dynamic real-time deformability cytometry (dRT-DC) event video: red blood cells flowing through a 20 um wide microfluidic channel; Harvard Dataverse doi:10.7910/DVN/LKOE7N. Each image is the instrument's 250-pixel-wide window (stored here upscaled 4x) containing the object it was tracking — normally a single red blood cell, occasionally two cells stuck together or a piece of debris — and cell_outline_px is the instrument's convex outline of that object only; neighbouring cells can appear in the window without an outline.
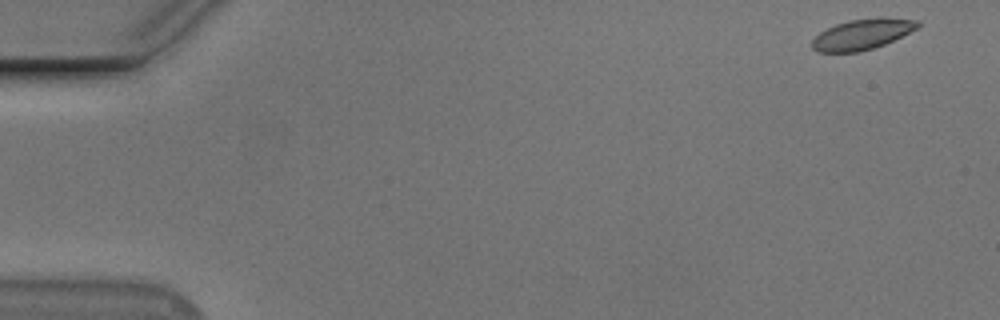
{"species": "Egyptian fruit bat (a non-hibernating species)", "species_latin": "Rousettus aegyptiacus", "temperature_condition": "cold", "stored_images_in_passage": 55, "segment_of_instrument_passage": [1, 2], "camera_frame_rate_fps": 3000, "um_per_image_px": 0.085, "animal": {"sex": "male"}, "frame": {"image": 1, "passage_image": 1, "time_ms": 0.0, "image_size_px": [1000, 320], "cell_outline_px": [[920, 24], [916, 28], [884, 44], [860, 52], [816, 52], [812, 48], [812, 40], [820, 32], [836, 24], [848, 20], [920, 20]], "centroid_in_image_um": [73.17, 2.97], "position_along_channel_um": 11.8, "area_um2": 17.74}}
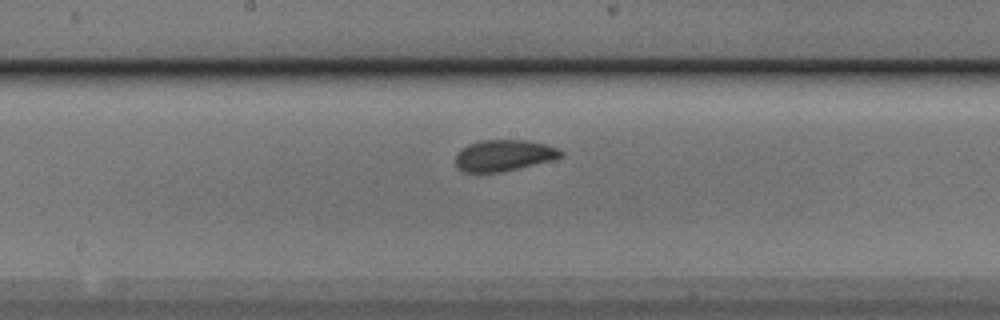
{"frame": {"image": 2, "passage_image": 28, "time_ms": 9.0, "image_size_px": [1000, 320], "cell_outline_px": [[564, 156], [552, 160], [500, 172], [464, 172], [456, 164], [456, 152], [468, 144], [480, 140], [528, 140], [560, 148], [564, 152]], "centroid_in_image_um": [42.85, 13.19], "position_along_channel_um": 205.4, "area_um2": 19.19}}
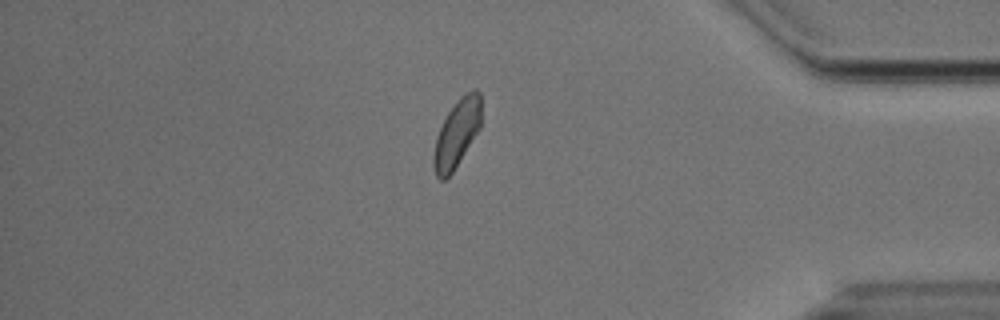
{"frame": {"image": 3, "passage_image": 46, "time_ms": 15.0, "image_size_px": [1000, 320], "cell_outline_px": [[480, 128], [452, 172], [444, 180], [440, 180], [436, 176], [432, 164], [432, 156], [436, 136], [448, 112], [460, 96], [472, 88], [476, 88], [480, 92]], "centroid_in_image_um": [38.81, 11.33], "position_along_channel_um": 396.4, "area_um2": 18.67}}